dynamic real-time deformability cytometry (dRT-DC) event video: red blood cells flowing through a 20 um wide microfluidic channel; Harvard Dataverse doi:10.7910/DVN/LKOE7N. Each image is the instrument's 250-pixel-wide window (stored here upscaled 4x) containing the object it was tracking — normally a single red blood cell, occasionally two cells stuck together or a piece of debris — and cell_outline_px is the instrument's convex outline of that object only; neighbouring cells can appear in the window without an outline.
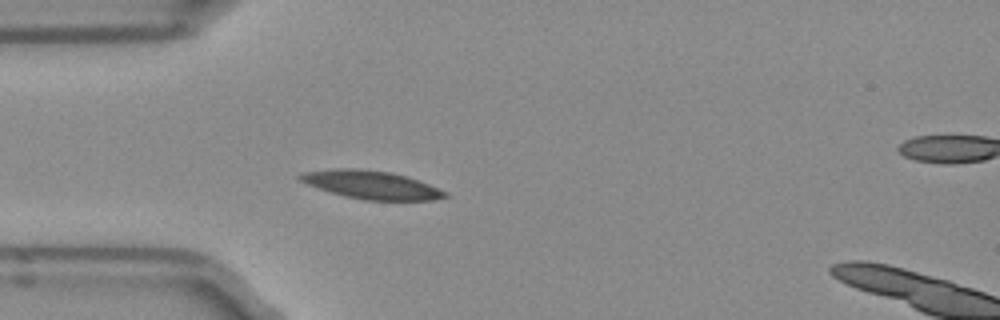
{"species": "Egyptian fruit bat (a non-hibernating species)", "species_latin": "Rousettus aegyptiacus", "temperature_condition": "room temperature", "stored_images_in_passage": 39, "segment_of_instrument_passage": [1, 2], "camera_frame_rate_fps": 3000, "um_per_image_px": 0.085, "frame": {"image": 1, "passage_image": 1, "time_ms": 0.0, "image_size_px": [1000, 320], "cell_outline_px": [[448, 196], [432, 200], [364, 200], [344, 196], [308, 184], [300, 180], [296, 176], [304, 172], [332, 168], [360, 168], [392, 172], [408, 176], [448, 192]], "centroid_in_image_um": [31.57, 15.69], "position_along_channel_um": 53.4, "area_um2": 23.81}}
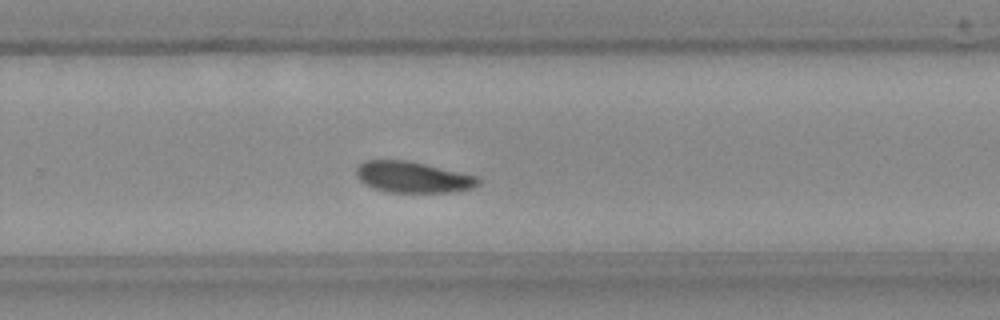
{"frame": {"image": 2, "passage_image": 20, "time_ms": 6.333, "image_size_px": [1000, 320], "cell_outline_px": [[480, 184], [472, 188], [452, 192], [388, 192], [372, 188], [364, 184], [356, 176], [356, 168], [364, 160], [404, 160], [424, 164], [476, 176], [480, 180]], "centroid_in_image_um": [35.05, 15.06], "position_along_channel_um": 294.7, "area_um2": 21.96}}
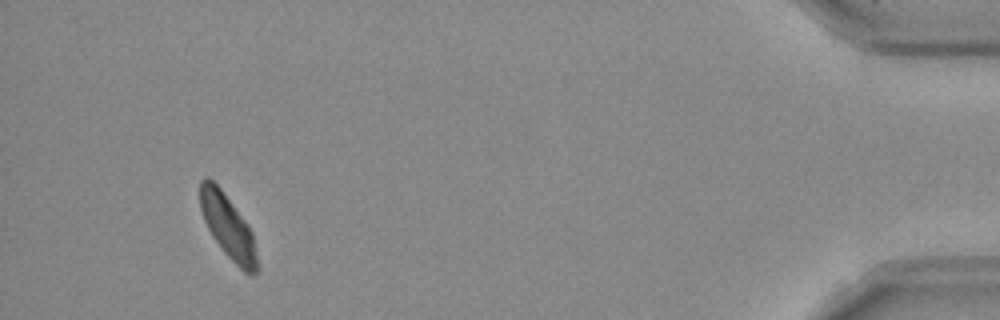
{"frame": {"image": 3, "passage_image": 35, "time_ms": 11.333, "image_size_px": [1000, 320], "cell_outline_px": [[260, 272], [252, 276], [248, 276], [224, 252], [212, 236], [204, 220], [200, 208], [200, 180], [204, 176], [208, 176], [220, 188], [244, 220], [252, 232], [260, 268]], "centroid_in_image_um": [19.4, 19.32], "position_along_channel_um": 415.8, "area_um2": 21.21}}